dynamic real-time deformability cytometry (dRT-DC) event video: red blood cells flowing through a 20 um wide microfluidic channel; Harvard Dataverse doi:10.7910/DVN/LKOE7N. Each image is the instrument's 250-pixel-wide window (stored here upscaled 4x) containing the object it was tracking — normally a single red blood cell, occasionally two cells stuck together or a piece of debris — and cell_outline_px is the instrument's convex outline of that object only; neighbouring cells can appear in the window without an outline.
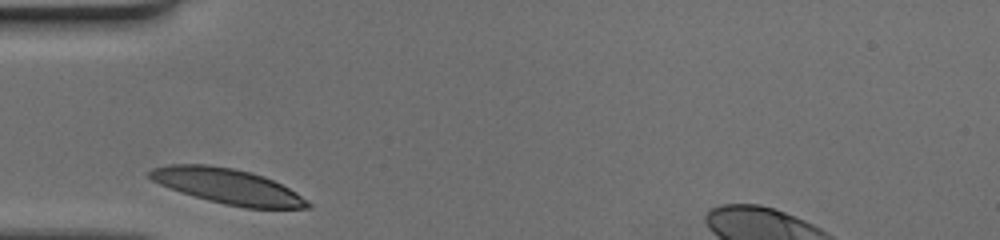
{"species": "human", "species_latin": "Homo sapiens", "temperature_condition": "cold", "stored_images_in_passage": 25, "camera_frame_rate_fps": 3000, "um_per_image_px": 0.085, "donor": {"sex": "female"}, "frame": {"image": 1, "passage_image": 1, "time_ms": 0.0, "image_size_px": [1000, 240], "cell_outline_px": [[312, 204], [308, 208], [244, 208], [224, 204], [208, 200], [180, 192], [160, 184], [152, 180], [148, 176], [148, 172], [152, 168], [168, 164], [208, 164], [232, 168], [248, 172], [272, 180], [296, 192], [308, 200]], "centroid_in_image_um": [19.32, 15.83], "position_along_channel_um": 65.7, "area_um2": 32.19}}
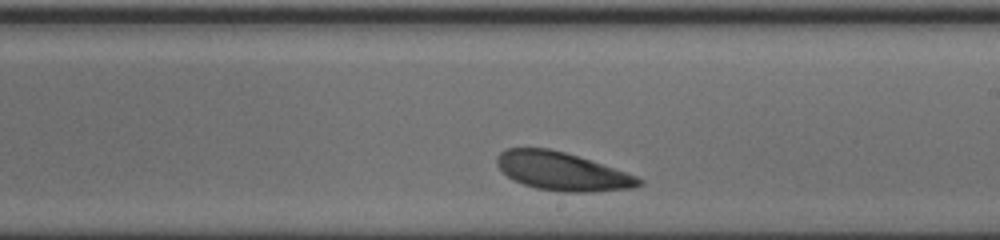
{"frame": {"image": 2, "passage_image": 15, "time_ms": 4.667, "image_size_px": [1000, 240], "cell_outline_px": [[640, 184], [632, 188], [596, 192], [564, 192], [536, 188], [524, 184], [508, 176], [496, 164], [496, 156], [500, 152], [508, 148], [548, 148], [564, 152], [636, 176], [640, 180]], "centroid_in_image_um": [47.73, 14.57], "position_along_channel_um": 241.3, "area_um2": 30.98}}
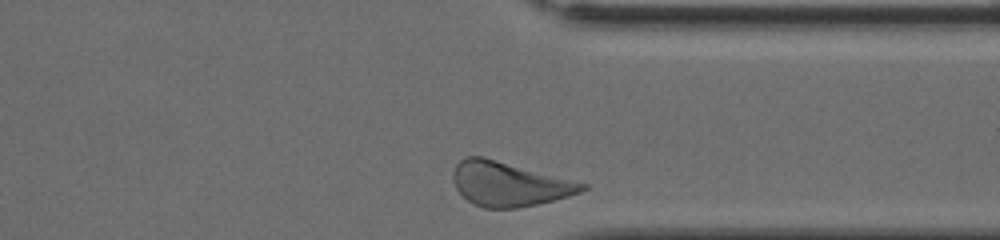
{"frame": {"image": 3, "passage_image": 25, "time_ms": 8.0, "image_size_px": [1000, 240], "cell_outline_px": [[588, 188], [580, 192], [568, 196], [536, 204], [516, 208], [484, 208], [472, 204], [456, 188], [452, 180], [452, 172], [456, 164], [464, 156], [484, 156], [588, 184]], "centroid_in_image_um": [43.23, 15.62], "position_along_channel_um": 368.2, "area_um2": 33.35}}